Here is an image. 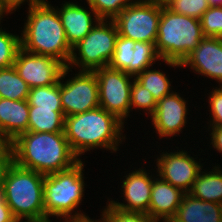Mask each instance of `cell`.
<instances>
[{"label": "cell", "mask_w": 222, "mask_h": 222, "mask_svg": "<svg viewBox=\"0 0 222 222\" xmlns=\"http://www.w3.org/2000/svg\"><path fill=\"white\" fill-rule=\"evenodd\" d=\"M124 123L105 109H96L65 117L64 134L73 153L80 159L95 149L117 153L124 144Z\"/></svg>", "instance_id": "2"}, {"label": "cell", "mask_w": 222, "mask_h": 222, "mask_svg": "<svg viewBox=\"0 0 222 222\" xmlns=\"http://www.w3.org/2000/svg\"><path fill=\"white\" fill-rule=\"evenodd\" d=\"M63 222H101L100 219H91L88 215L82 216V217H75V218H67L63 220Z\"/></svg>", "instance_id": "38"}, {"label": "cell", "mask_w": 222, "mask_h": 222, "mask_svg": "<svg viewBox=\"0 0 222 222\" xmlns=\"http://www.w3.org/2000/svg\"><path fill=\"white\" fill-rule=\"evenodd\" d=\"M77 3L69 0L62 3L60 8L56 7L71 47L81 41L100 20L90 5L86 8Z\"/></svg>", "instance_id": "17"}, {"label": "cell", "mask_w": 222, "mask_h": 222, "mask_svg": "<svg viewBox=\"0 0 222 222\" xmlns=\"http://www.w3.org/2000/svg\"><path fill=\"white\" fill-rule=\"evenodd\" d=\"M47 0L28 4L26 22L21 30V48L29 53L53 57L65 66L71 57L72 47L68 44L56 6Z\"/></svg>", "instance_id": "3"}, {"label": "cell", "mask_w": 222, "mask_h": 222, "mask_svg": "<svg viewBox=\"0 0 222 222\" xmlns=\"http://www.w3.org/2000/svg\"><path fill=\"white\" fill-rule=\"evenodd\" d=\"M204 38L199 19L177 14L162 5L155 49L169 67L181 63Z\"/></svg>", "instance_id": "4"}, {"label": "cell", "mask_w": 222, "mask_h": 222, "mask_svg": "<svg viewBox=\"0 0 222 222\" xmlns=\"http://www.w3.org/2000/svg\"><path fill=\"white\" fill-rule=\"evenodd\" d=\"M162 222H178V221L174 220L173 218H170V219H166Z\"/></svg>", "instance_id": "43"}, {"label": "cell", "mask_w": 222, "mask_h": 222, "mask_svg": "<svg viewBox=\"0 0 222 222\" xmlns=\"http://www.w3.org/2000/svg\"><path fill=\"white\" fill-rule=\"evenodd\" d=\"M211 91L208 96L209 113L211 115L208 126H222V90L215 87Z\"/></svg>", "instance_id": "32"}, {"label": "cell", "mask_w": 222, "mask_h": 222, "mask_svg": "<svg viewBox=\"0 0 222 222\" xmlns=\"http://www.w3.org/2000/svg\"><path fill=\"white\" fill-rule=\"evenodd\" d=\"M167 7L177 14L200 20L210 6L208 0H173Z\"/></svg>", "instance_id": "31"}, {"label": "cell", "mask_w": 222, "mask_h": 222, "mask_svg": "<svg viewBox=\"0 0 222 222\" xmlns=\"http://www.w3.org/2000/svg\"><path fill=\"white\" fill-rule=\"evenodd\" d=\"M1 26V25H0ZM21 48L20 36L0 27V69L13 66L16 54Z\"/></svg>", "instance_id": "26"}, {"label": "cell", "mask_w": 222, "mask_h": 222, "mask_svg": "<svg viewBox=\"0 0 222 222\" xmlns=\"http://www.w3.org/2000/svg\"><path fill=\"white\" fill-rule=\"evenodd\" d=\"M101 213V222H156L146 214L115 208L108 201Z\"/></svg>", "instance_id": "29"}, {"label": "cell", "mask_w": 222, "mask_h": 222, "mask_svg": "<svg viewBox=\"0 0 222 222\" xmlns=\"http://www.w3.org/2000/svg\"><path fill=\"white\" fill-rule=\"evenodd\" d=\"M13 66L30 89L58 83L66 67L53 57L29 53L22 48L18 50Z\"/></svg>", "instance_id": "13"}, {"label": "cell", "mask_w": 222, "mask_h": 222, "mask_svg": "<svg viewBox=\"0 0 222 222\" xmlns=\"http://www.w3.org/2000/svg\"><path fill=\"white\" fill-rule=\"evenodd\" d=\"M44 177L41 173L11 163L5 175L2 196L16 219L45 216Z\"/></svg>", "instance_id": "6"}, {"label": "cell", "mask_w": 222, "mask_h": 222, "mask_svg": "<svg viewBox=\"0 0 222 222\" xmlns=\"http://www.w3.org/2000/svg\"><path fill=\"white\" fill-rule=\"evenodd\" d=\"M94 72L98 82L100 107L125 124L131 111L130 93L134 77L109 66L99 68Z\"/></svg>", "instance_id": "10"}, {"label": "cell", "mask_w": 222, "mask_h": 222, "mask_svg": "<svg viewBox=\"0 0 222 222\" xmlns=\"http://www.w3.org/2000/svg\"><path fill=\"white\" fill-rule=\"evenodd\" d=\"M173 219L178 222H222V205L185 193Z\"/></svg>", "instance_id": "20"}, {"label": "cell", "mask_w": 222, "mask_h": 222, "mask_svg": "<svg viewBox=\"0 0 222 222\" xmlns=\"http://www.w3.org/2000/svg\"><path fill=\"white\" fill-rule=\"evenodd\" d=\"M84 166V161L81 159L70 169L45 175L43 181L45 216L65 220L87 215L77 210L85 195Z\"/></svg>", "instance_id": "5"}, {"label": "cell", "mask_w": 222, "mask_h": 222, "mask_svg": "<svg viewBox=\"0 0 222 222\" xmlns=\"http://www.w3.org/2000/svg\"><path fill=\"white\" fill-rule=\"evenodd\" d=\"M28 131L64 132L65 115L62 109H45L29 106Z\"/></svg>", "instance_id": "22"}, {"label": "cell", "mask_w": 222, "mask_h": 222, "mask_svg": "<svg viewBox=\"0 0 222 222\" xmlns=\"http://www.w3.org/2000/svg\"><path fill=\"white\" fill-rule=\"evenodd\" d=\"M178 150L163 151L160 156L157 155V159L154 160L155 168L157 167L155 173L163 181L188 193L204 164L197 161L196 157L190 156L187 151Z\"/></svg>", "instance_id": "11"}, {"label": "cell", "mask_w": 222, "mask_h": 222, "mask_svg": "<svg viewBox=\"0 0 222 222\" xmlns=\"http://www.w3.org/2000/svg\"><path fill=\"white\" fill-rule=\"evenodd\" d=\"M157 102L153 98L152 93L145 89L135 79L132 81L130 93V106L134 110H143L148 117L152 116L155 112ZM133 107V108H132Z\"/></svg>", "instance_id": "27"}, {"label": "cell", "mask_w": 222, "mask_h": 222, "mask_svg": "<svg viewBox=\"0 0 222 222\" xmlns=\"http://www.w3.org/2000/svg\"><path fill=\"white\" fill-rule=\"evenodd\" d=\"M161 10L157 0H135L113 19L118 35L156 44Z\"/></svg>", "instance_id": "8"}, {"label": "cell", "mask_w": 222, "mask_h": 222, "mask_svg": "<svg viewBox=\"0 0 222 222\" xmlns=\"http://www.w3.org/2000/svg\"><path fill=\"white\" fill-rule=\"evenodd\" d=\"M0 222H18L2 195H0Z\"/></svg>", "instance_id": "35"}, {"label": "cell", "mask_w": 222, "mask_h": 222, "mask_svg": "<svg viewBox=\"0 0 222 222\" xmlns=\"http://www.w3.org/2000/svg\"><path fill=\"white\" fill-rule=\"evenodd\" d=\"M200 22L204 37L222 38V6H210Z\"/></svg>", "instance_id": "30"}, {"label": "cell", "mask_w": 222, "mask_h": 222, "mask_svg": "<svg viewBox=\"0 0 222 222\" xmlns=\"http://www.w3.org/2000/svg\"><path fill=\"white\" fill-rule=\"evenodd\" d=\"M49 216H44L41 218H31V219H18V222H52V220L49 219ZM60 219V222H63V220Z\"/></svg>", "instance_id": "39"}, {"label": "cell", "mask_w": 222, "mask_h": 222, "mask_svg": "<svg viewBox=\"0 0 222 222\" xmlns=\"http://www.w3.org/2000/svg\"><path fill=\"white\" fill-rule=\"evenodd\" d=\"M9 13L11 15V12L0 2V24L2 23L1 20L3 17H5V15L8 16Z\"/></svg>", "instance_id": "40"}, {"label": "cell", "mask_w": 222, "mask_h": 222, "mask_svg": "<svg viewBox=\"0 0 222 222\" xmlns=\"http://www.w3.org/2000/svg\"><path fill=\"white\" fill-rule=\"evenodd\" d=\"M135 0H86L100 19L113 20Z\"/></svg>", "instance_id": "28"}, {"label": "cell", "mask_w": 222, "mask_h": 222, "mask_svg": "<svg viewBox=\"0 0 222 222\" xmlns=\"http://www.w3.org/2000/svg\"><path fill=\"white\" fill-rule=\"evenodd\" d=\"M29 92L30 87L18 75L14 66L0 69V98L27 100Z\"/></svg>", "instance_id": "23"}, {"label": "cell", "mask_w": 222, "mask_h": 222, "mask_svg": "<svg viewBox=\"0 0 222 222\" xmlns=\"http://www.w3.org/2000/svg\"><path fill=\"white\" fill-rule=\"evenodd\" d=\"M157 1H159L164 6H168L173 0H157Z\"/></svg>", "instance_id": "42"}, {"label": "cell", "mask_w": 222, "mask_h": 222, "mask_svg": "<svg viewBox=\"0 0 222 222\" xmlns=\"http://www.w3.org/2000/svg\"><path fill=\"white\" fill-rule=\"evenodd\" d=\"M180 95L175 90L157 102L155 112L150 120L159 139L178 136L186 128L189 121L187 120L188 102Z\"/></svg>", "instance_id": "15"}, {"label": "cell", "mask_w": 222, "mask_h": 222, "mask_svg": "<svg viewBox=\"0 0 222 222\" xmlns=\"http://www.w3.org/2000/svg\"><path fill=\"white\" fill-rule=\"evenodd\" d=\"M160 60L154 43L133 41L118 35L114 54L108 66L135 78Z\"/></svg>", "instance_id": "12"}, {"label": "cell", "mask_w": 222, "mask_h": 222, "mask_svg": "<svg viewBox=\"0 0 222 222\" xmlns=\"http://www.w3.org/2000/svg\"><path fill=\"white\" fill-rule=\"evenodd\" d=\"M168 75L162 70L159 71L151 68H147L137 75L134 79L139 82L145 89L149 90L156 102L160 101L166 95L173 92L170 79Z\"/></svg>", "instance_id": "24"}, {"label": "cell", "mask_w": 222, "mask_h": 222, "mask_svg": "<svg viewBox=\"0 0 222 222\" xmlns=\"http://www.w3.org/2000/svg\"><path fill=\"white\" fill-rule=\"evenodd\" d=\"M181 67H189L194 73L222 82V38L204 37L184 59Z\"/></svg>", "instance_id": "16"}, {"label": "cell", "mask_w": 222, "mask_h": 222, "mask_svg": "<svg viewBox=\"0 0 222 222\" xmlns=\"http://www.w3.org/2000/svg\"><path fill=\"white\" fill-rule=\"evenodd\" d=\"M44 0H0V2L13 14L15 11H17L21 5L25 4L24 2H27V4L37 3Z\"/></svg>", "instance_id": "36"}, {"label": "cell", "mask_w": 222, "mask_h": 222, "mask_svg": "<svg viewBox=\"0 0 222 222\" xmlns=\"http://www.w3.org/2000/svg\"><path fill=\"white\" fill-rule=\"evenodd\" d=\"M70 71L72 69L66 66L60 78V98L65 117L100 107L95 72L77 71L74 77L66 80Z\"/></svg>", "instance_id": "9"}, {"label": "cell", "mask_w": 222, "mask_h": 222, "mask_svg": "<svg viewBox=\"0 0 222 222\" xmlns=\"http://www.w3.org/2000/svg\"><path fill=\"white\" fill-rule=\"evenodd\" d=\"M207 130H210V145L216 149L215 151L222 154V126H209Z\"/></svg>", "instance_id": "34"}, {"label": "cell", "mask_w": 222, "mask_h": 222, "mask_svg": "<svg viewBox=\"0 0 222 222\" xmlns=\"http://www.w3.org/2000/svg\"><path fill=\"white\" fill-rule=\"evenodd\" d=\"M184 195L181 189L156 176L151 191L149 217L156 222L173 218Z\"/></svg>", "instance_id": "18"}, {"label": "cell", "mask_w": 222, "mask_h": 222, "mask_svg": "<svg viewBox=\"0 0 222 222\" xmlns=\"http://www.w3.org/2000/svg\"><path fill=\"white\" fill-rule=\"evenodd\" d=\"M117 37L114 21L100 19L92 30L72 47L67 67H75V71L76 68L78 71H95L108 66L114 54Z\"/></svg>", "instance_id": "7"}, {"label": "cell", "mask_w": 222, "mask_h": 222, "mask_svg": "<svg viewBox=\"0 0 222 222\" xmlns=\"http://www.w3.org/2000/svg\"><path fill=\"white\" fill-rule=\"evenodd\" d=\"M219 89L222 90V82L218 85Z\"/></svg>", "instance_id": "44"}, {"label": "cell", "mask_w": 222, "mask_h": 222, "mask_svg": "<svg viewBox=\"0 0 222 222\" xmlns=\"http://www.w3.org/2000/svg\"><path fill=\"white\" fill-rule=\"evenodd\" d=\"M209 6H222V0H208Z\"/></svg>", "instance_id": "41"}, {"label": "cell", "mask_w": 222, "mask_h": 222, "mask_svg": "<svg viewBox=\"0 0 222 222\" xmlns=\"http://www.w3.org/2000/svg\"><path fill=\"white\" fill-rule=\"evenodd\" d=\"M13 162L43 175L72 168L79 159L71 150L64 132H31L12 142Z\"/></svg>", "instance_id": "1"}, {"label": "cell", "mask_w": 222, "mask_h": 222, "mask_svg": "<svg viewBox=\"0 0 222 222\" xmlns=\"http://www.w3.org/2000/svg\"><path fill=\"white\" fill-rule=\"evenodd\" d=\"M204 170V171H202ZM201 169L197 179L188 192L195 198L206 202H216L222 205V168L218 164L212 169Z\"/></svg>", "instance_id": "21"}, {"label": "cell", "mask_w": 222, "mask_h": 222, "mask_svg": "<svg viewBox=\"0 0 222 222\" xmlns=\"http://www.w3.org/2000/svg\"><path fill=\"white\" fill-rule=\"evenodd\" d=\"M13 161H0V195H2L5 175Z\"/></svg>", "instance_id": "37"}, {"label": "cell", "mask_w": 222, "mask_h": 222, "mask_svg": "<svg viewBox=\"0 0 222 222\" xmlns=\"http://www.w3.org/2000/svg\"><path fill=\"white\" fill-rule=\"evenodd\" d=\"M0 161H13L12 141L0 131Z\"/></svg>", "instance_id": "33"}, {"label": "cell", "mask_w": 222, "mask_h": 222, "mask_svg": "<svg viewBox=\"0 0 222 222\" xmlns=\"http://www.w3.org/2000/svg\"><path fill=\"white\" fill-rule=\"evenodd\" d=\"M29 103L27 100L0 98V131L12 142L28 131Z\"/></svg>", "instance_id": "19"}, {"label": "cell", "mask_w": 222, "mask_h": 222, "mask_svg": "<svg viewBox=\"0 0 222 222\" xmlns=\"http://www.w3.org/2000/svg\"><path fill=\"white\" fill-rule=\"evenodd\" d=\"M29 106L45 109H62L60 98V80L50 86L31 88L28 99Z\"/></svg>", "instance_id": "25"}, {"label": "cell", "mask_w": 222, "mask_h": 222, "mask_svg": "<svg viewBox=\"0 0 222 222\" xmlns=\"http://www.w3.org/2000/svg\"><path fill=\"white\" fill-rule=\"evenodd\" d=\"M134 170L123 176L125 178L121 182V194L125 201L122 200V203L108 198V202L115 208L149 216L151 191L156 175L152 174L150 170L147 171L143 166ZM150 173L151 175H149Z\"/></svg>", "instance_id": "14"}]
</instances>
